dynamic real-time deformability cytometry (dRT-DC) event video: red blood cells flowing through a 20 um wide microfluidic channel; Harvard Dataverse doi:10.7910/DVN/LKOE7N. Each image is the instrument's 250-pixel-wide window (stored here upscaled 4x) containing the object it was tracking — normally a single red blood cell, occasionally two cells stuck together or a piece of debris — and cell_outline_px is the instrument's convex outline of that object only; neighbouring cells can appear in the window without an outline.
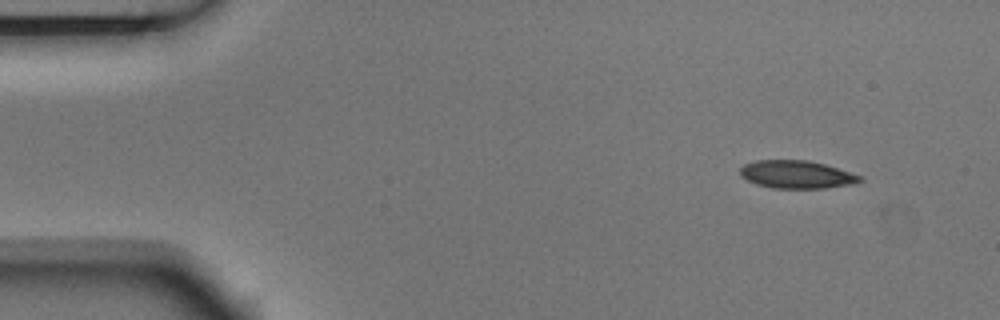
{"species": "Egyptian fruit bat (a non-hibernating species)", "species_latin": "Rousettus aegyptiacus", "temperature_condition": "room temperature", "stored_images_in_passage": 4, "camera_frame_rate_fps": 3000, "um_per_image_px": 0.085, "animal": {"sex": "male"}, "frame": {"image": 1, "passage_image": 1, "time_ms": 0.0, "image_size_px": [1000, 320], "cell_outline_px": [[864, 180], [856, 184], [824, 188], [772, 188], [756, 184], [740, 176], [740, 168], [744, 164], [756, 160], [808, 160], [824, 164], [860, 176]], "centroid_in_image_um": [67.7, 14.83], "position_along_channel_um": 17.3, "area_um2": 19.42}}
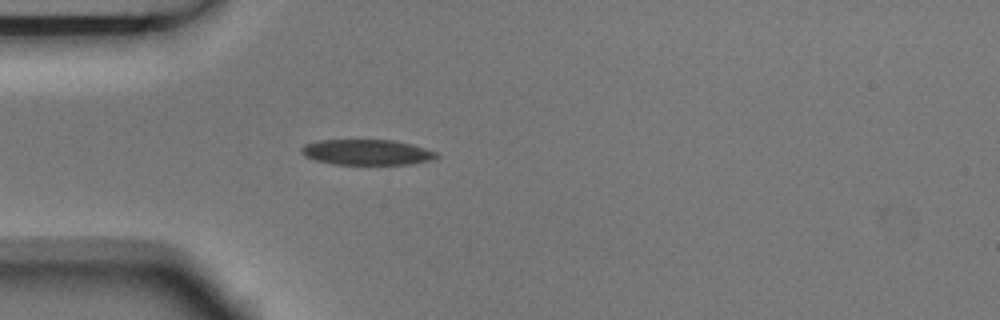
{"frame": {"image": 2, "passage_image": 4, "time_ms": 1.0, "image_size_px": [1000, 320], "cell_outline_px": [[440, 156], [432, 160], [408, 164], [336, 164], [316, 160], [304, 156], [300, 152], [300, 148], [304, 144], [320, 140], [396, 140], [412, 144], [436, 152]], "centroid_in_image_um": [31.18, 12.93], "position_along_channel_um": 53.8, "area_um2": 20.06}}